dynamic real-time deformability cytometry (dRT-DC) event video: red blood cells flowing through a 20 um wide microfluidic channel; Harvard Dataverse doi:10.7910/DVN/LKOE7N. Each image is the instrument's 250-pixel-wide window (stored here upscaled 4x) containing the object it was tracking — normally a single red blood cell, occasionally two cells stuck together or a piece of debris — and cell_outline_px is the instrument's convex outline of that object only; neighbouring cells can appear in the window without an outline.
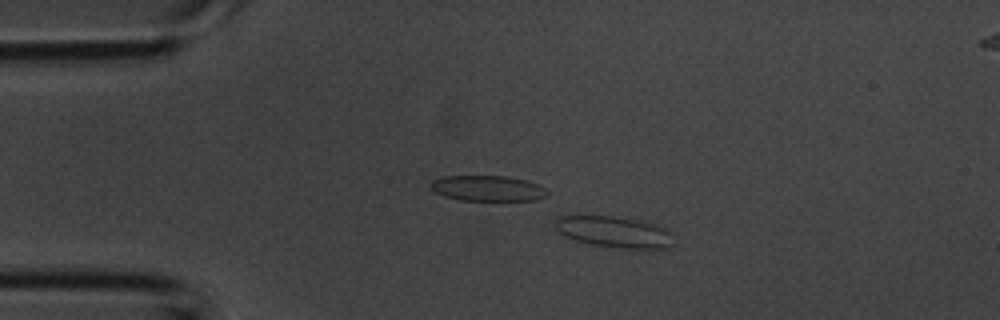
{"species": "common noctule bat (a hibernating species)", "species_latin": "Nyctalus noctula", "temperature_condition": "room temperature", "stored_images_in_passage": 5, "camera_frame_rate_fps": 3000, "um_per_image_px": 0.085, "animal": {"sex": "male", "body_mass_g": 20.1, "forearm_length_mm": 53.5}, "frame": {"image": 1, "passage_image": 2, "time_ms": 0.333, "image_size_px": [1000, 320], "cell_outline_px": [[672, 244], [668, 248], [624, 248], [592, 244], [576, 240], [564, 236], [556, 228], [556, 220], [560, 216], [612, 216], [636, 220], [656, 224], [672, 232]], "centroid_in_image_um": [52.24, 19.71], "position_along_channel_um": 32.8, "area_um2": 21.15}}
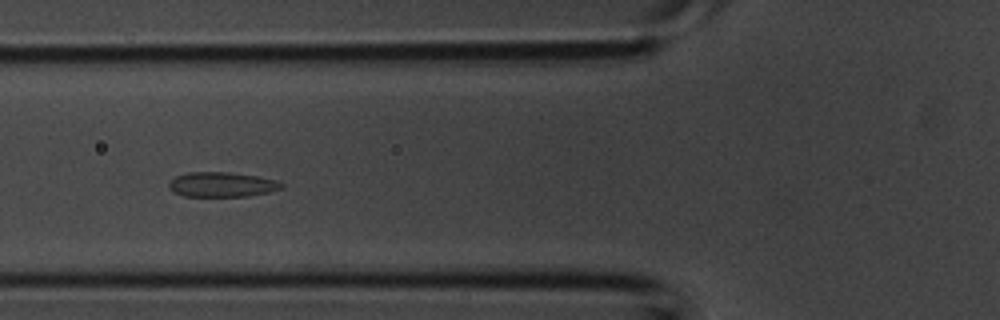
{"frame": {"image": 2, "passage_image": 4, "time_ms": 1.0, "image_size_px": [1000, 320], "cell_outline_px": [[284, 188], [268, 192], [248, 196], [184, 196], [168, 188], [168, 184], [176, 176], [188, 172], [232, 172], [260, 176], [276, 180], [284, 184]], "centroid_in_image_um": [18.9, 15.67], "position_along_channel_um": 106.9, "area_um2": 16.36}}
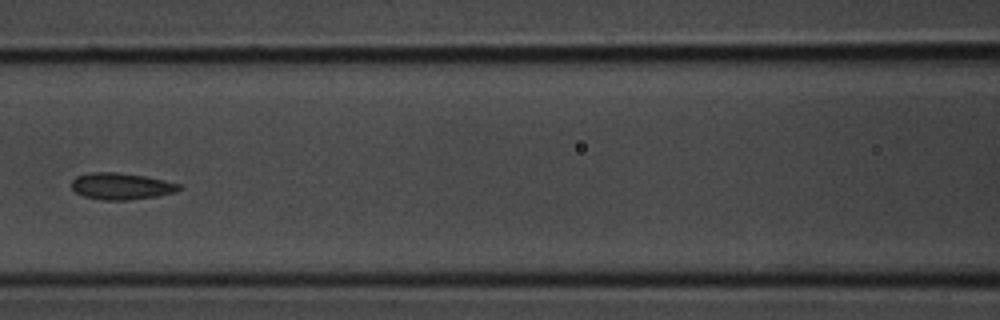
{"frame": {"image": 3, "passage_image": 5, "time_ms": 1.333, "image_size_px": [1000, 320], "cell_outline_px": [[180, 188], [176, 192], [156, 196], [128, 200], [100, 200], [84, 196], [76, 192], [72, 188], [72, 180], [76, 176], [92, 172], [116, 172], [144, 176], [164, 180], [180, 184]], "centroid_in_image_um": [10.29, 15.83], "position_along_channel_um": 156.3, "area_um2": 16.59}}